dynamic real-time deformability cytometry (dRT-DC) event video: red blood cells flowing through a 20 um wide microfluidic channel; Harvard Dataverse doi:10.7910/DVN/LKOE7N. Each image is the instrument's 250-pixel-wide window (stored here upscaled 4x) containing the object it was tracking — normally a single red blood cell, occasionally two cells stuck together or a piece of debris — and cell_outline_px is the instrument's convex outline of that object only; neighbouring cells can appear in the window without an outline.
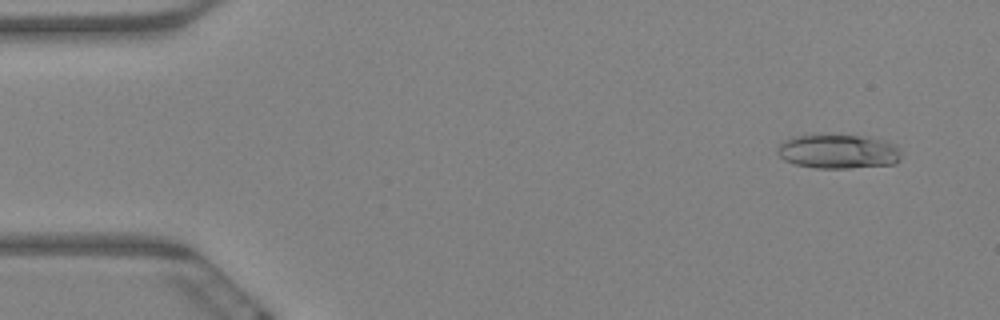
{"species": "Egyptian fruit bat (a non-hibernating species)", "species_latin": "Rousettus aegyptiacus", "temperature_condition": "warm", "stored_images_in_passage": 6, "camera_frame_rate_fps": 3000, "um_per_image_px": 0.085, "animal": {"sex": "female"}, "frame": {"image": 1, "passage_image": 2, "time_ms": 0.333, "image_size_px": [1000, 320], "cell_outline_px": [[900, 160], [896, 164], [848, 168], [816, 168], [796, 164], [784, 160], [776, 152], [780, 144], [784, 140], [796, 136], [828, 132], [868, 136], [888, 140], [896, 144], [900, 148]], "centroid_in_image_um": [71.29, 12.83], "position_along_channel_um": 13.7, "area_um2": 25.72}}
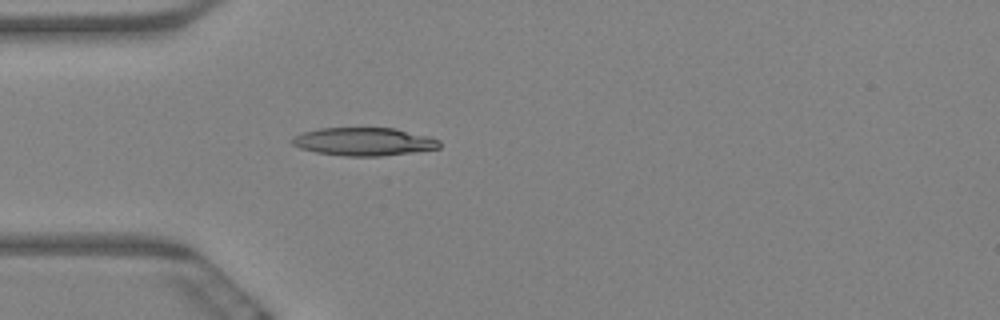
{"frame": {"image": 2, "passage_image": 6, "time_ms": 1.667, "image_size_px": [1000, 320], "cell_outline_px": [[440, 148], [412, 152], [380, 156], [344, 156], [316, 152], [300, 148], [292, 144], [288, 140], [292, 136], [304, 132], [320, 128], [396, 128], [428, 136], [440, 140]], "centroid_in_image_um": [30.9, 12.03], "position_along_channel_um": 54.1, "area_um2": 24.16}}